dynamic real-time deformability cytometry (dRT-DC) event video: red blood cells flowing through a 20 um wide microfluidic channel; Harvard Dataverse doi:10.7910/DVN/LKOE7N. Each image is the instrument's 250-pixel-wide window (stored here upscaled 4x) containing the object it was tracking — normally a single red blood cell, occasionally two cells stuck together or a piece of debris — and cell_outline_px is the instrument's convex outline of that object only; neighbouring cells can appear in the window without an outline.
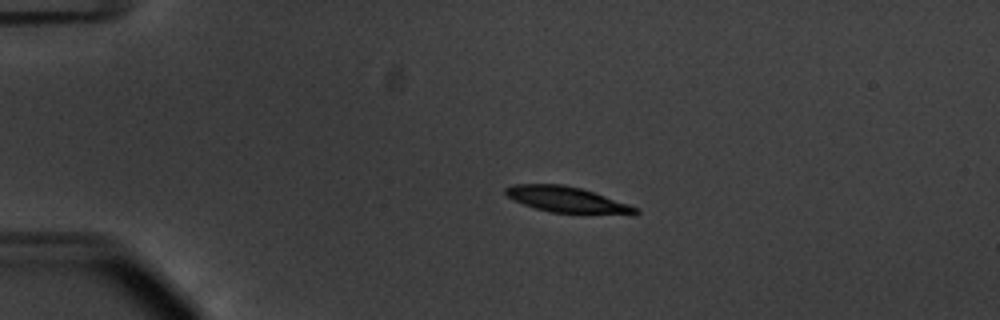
{"species": "common noctule bat (a hibernating species)", "species_latin": "Nyctalus noctula", "temperature_condition": "warm", "stored_images_in_passage": 44, "camera_frame_rate_fps": 3000, "um_per_image_px": 0.085, "animal": {"sex": "male", "body_mass_g": 20.1, "forearm_length_mm": 53.5}, "frame": {"image": 1, "passage_image": 2, "time_ms": 0.333, "image_size_px": [1000, 320], "cell_outline_px": [[640, 212], [632, 216], [552, 212], [536, 208], [512, 200], [504, 192], [504, 188], [512, 184], [564, 184], [580, 188], [640, 208]], "centroid_in_image_um": [48.25, 16.99], "position_along_channel_um": 36.7, "area_um2": 19.83}}
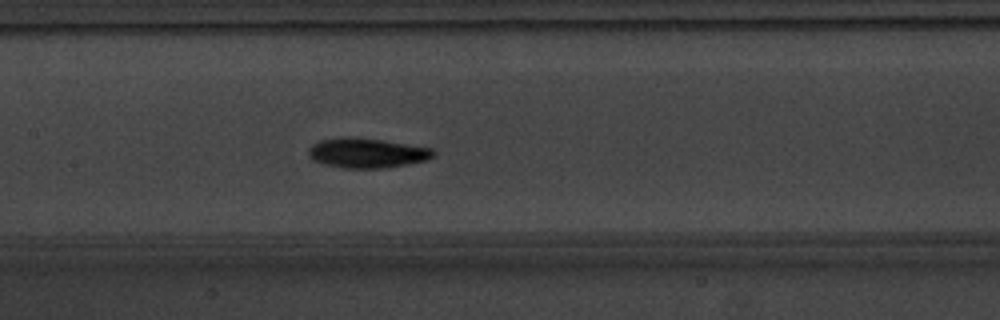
{"frame": {"image": 2, "passage_image": 17, "time_ms": 5.333, "image_size_px": [1000, 320], "cell_outline_px": [[436, 156], [428, 160], [408, 164], [384, 168], [340, 168], [324, 164], [312, 160], [308, 156], [308, 148], [312, 144], [320, 140], [340, 136], [348, 136], [384, 140], [432, 148], [436, 152]], "centroid_in_image_um": [31.18, 13.0], "position_along_channel_um": 176.2, "area_um2": 22.14}}
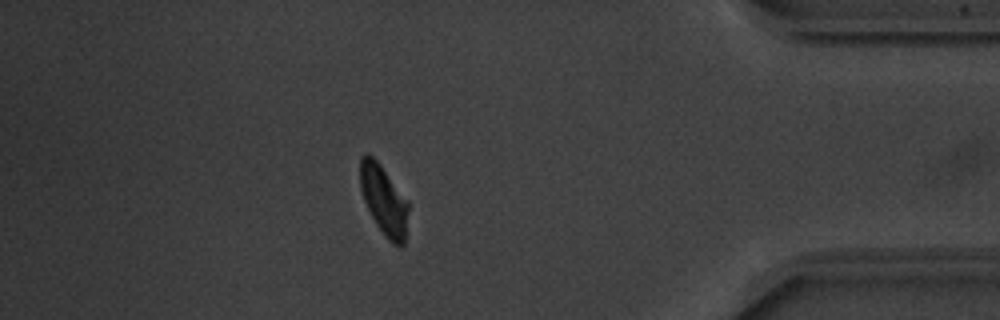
{"frame": {"image": 3, "passage_image": 38, "time_ms": 12.333, "image_size_px": [1000, 320], "cell_outline_px": [[408, 208], [404, 244], [400, 248], [392, 244], [384, 236], [376, 224], [364, 200], [360, 188], [360, 156], [368, 152], [380, 164], [408, 200]], "centroid_in_image_um": [32.62, 17.01], "position_along_channel_um": 402.6, "area_um2": 19.59}, "authors_computed_cell_mechanics": {"area_um2": 20.1433, "velocity_mm_per_s": 3.726, "shape_relaxation_time_tau1_ms": 2.143, "shape_relaxation_time_tau2_ms": 5.7043, "deformation_change_tau1": 0.1328, "deformation_change_tau2": 0.1034}}